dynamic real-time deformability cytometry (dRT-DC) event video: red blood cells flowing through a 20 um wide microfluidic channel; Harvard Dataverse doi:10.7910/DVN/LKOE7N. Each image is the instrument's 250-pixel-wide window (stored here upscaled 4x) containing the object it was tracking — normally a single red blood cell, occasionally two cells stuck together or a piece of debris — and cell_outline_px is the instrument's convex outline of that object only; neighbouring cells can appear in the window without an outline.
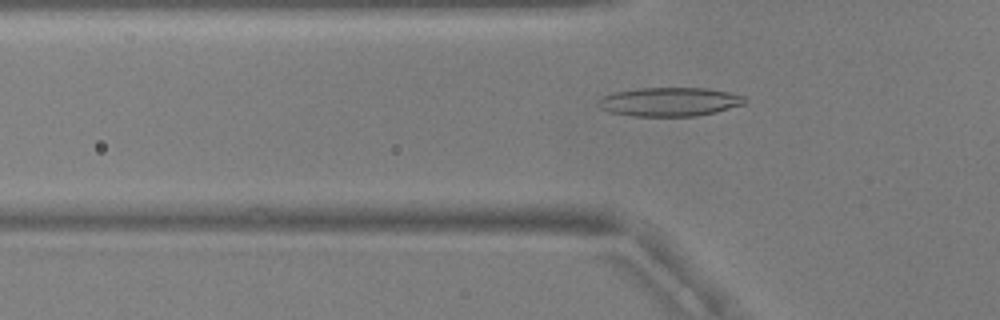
{"species": "common noctule bat (a hibernating species)", "species_latin": "Nyctalus noctula", "temperature_condition": "warm", "stored_images_in_passage": 53, "camera_frame_rate_fps": 3000, "um_per_image_px": 0.085, "animal": {"sex": "male", "body_mass_g": 17.9, "forearm_length_mm": 54.2}, "frame": {"image": 1, "passage_image": 18, "time_ms": 5.667, "image_size_px": [1000, 320], "cell_outline_px": [[748, 100], [744, 104], [716, 112], [696, 116], [636, 116], [612, 112], [600, 108], [596, 104], [604, 96], [616, 92], [640, 88], [708, 88], [728, 92], [744, 96]], "centroid_in_image_um": [56.96, 8.65], "position_along_channel_um": 68.8, "area_um2": 24.45}}
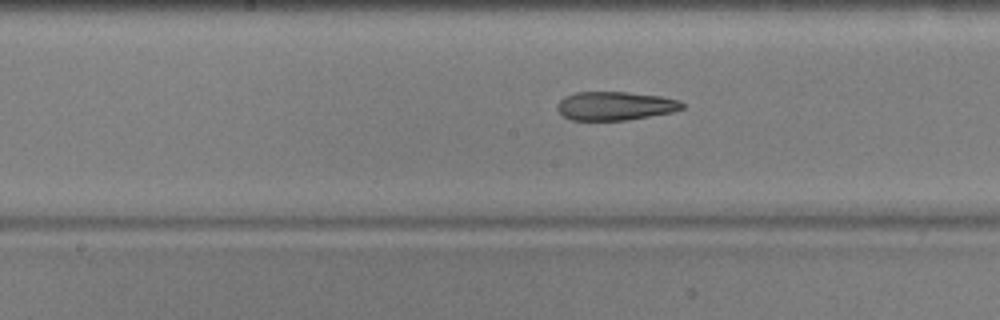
{"frame": {"image": 2, "passage_image": 28, "time_ms": 9.0, "image_size_px": [1000, 320], "cell_outline_px": [[684, 108], [672, 112], [628, 120], [572, 120], [564, 116], [556, 108], [556, 104], [564, 96], [576, 92], [628, 92], [660, 96], [680, 100], [684, 104]], "centroid_in_image_um": [52.28, 9.0], "position_along_channel_um": 195.9, "area_um2": 20.92}}
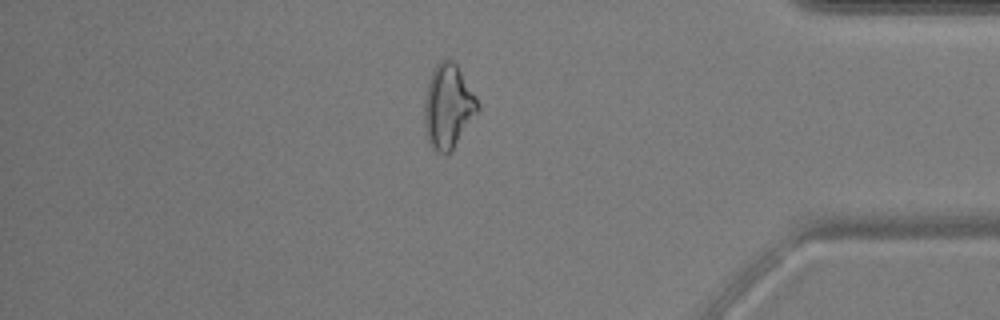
{"frame": {"image": 3, "passage_image": 46, "time_ms": 15.0, "image_size_px": [1000, 320], "cell_outline_px": [[480, 112], [452, 148], [448, 152], [440, 152], [432, 148], [428, 140], [424, 124], [424, 104], [428, 84], [432, 72], [436, 64], [440, 60], [448, 56], [456, 64], [480, 104]], "centroid_in_image_um": [38.11, 9.01], "position_along_channel_um": 397.1, "area_um2": 25.95}, "authors_computed_cell_mechanics": {"area_um2": 23.0622, "velocity_mm_per_s": 3.8025, "shape_relaxation_time_tau1_ms": 5.8295, "shape_relaxation_time_tau2_ms": 2.4507, "deformation_change_tau1": 0.2057, "deformation_change_tau2": 0.1287}}